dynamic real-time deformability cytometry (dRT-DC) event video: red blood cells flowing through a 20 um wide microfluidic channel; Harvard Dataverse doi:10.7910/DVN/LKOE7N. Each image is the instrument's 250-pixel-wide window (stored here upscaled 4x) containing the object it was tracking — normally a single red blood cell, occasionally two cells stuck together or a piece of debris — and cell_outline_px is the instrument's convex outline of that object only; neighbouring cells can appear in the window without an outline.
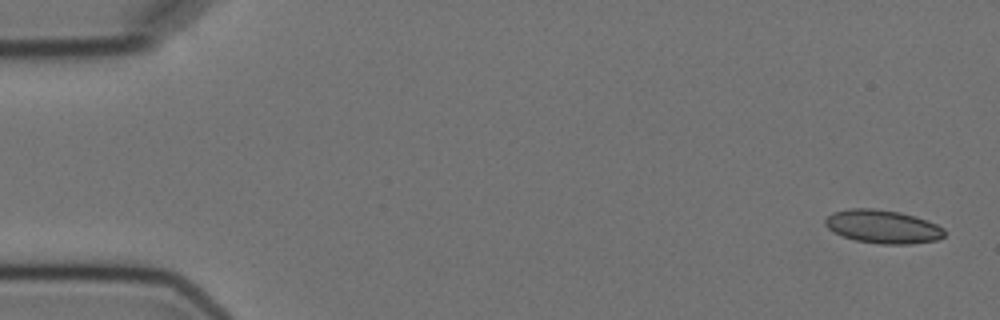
{"species": "Egyptian fruit bat (a non-hibernating species)", "species_latin": "Rousettus aegyptiacus", "temperature_condition": "cold", "stored_images_in_passage": 5, "camera_frame_rate_fps": 3000, "um_per_image_px": 0.085, "animal": {"sex": "female"}, "frame": {"image": 1, "passage_image": 1, "time_ms": 0.0, "image_size_px": [1000, 320], "cell_outline_px": [[944, 236], [936, 240], [912, 244], [880, 244], [856, 240], [844, 236], [828, 228], [824, 224], [824, 220], [832, 212], [848, 208], [872, 208], [900, 212], [916, 216], [936, 224], [944, 228]], "centroid_in_image_um": [75.04, 19.25], "position_along_channel_um": 10.0, "area_um2": 23.18}}
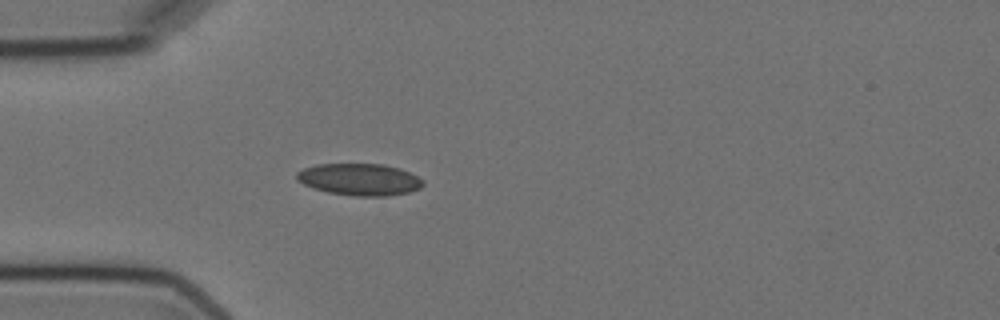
{"frame": {"image": 2, "passage_image": 5, "time_ms": 4.667, "image_size_px": [1000, 320], "cell_outline_px": [[424, 184], [420, 188], [412, 192], [388, 196], [356, 196], [328, 192], [304, 184], [296, 180], [296, 172], [304, 168], [316, 164], [384, 164], [400, 168], [424, 180]], "centroid_in_image_um": [30.59, 15.25], "position_along_channel_um": 54.4, "area_um2": 23.52}}